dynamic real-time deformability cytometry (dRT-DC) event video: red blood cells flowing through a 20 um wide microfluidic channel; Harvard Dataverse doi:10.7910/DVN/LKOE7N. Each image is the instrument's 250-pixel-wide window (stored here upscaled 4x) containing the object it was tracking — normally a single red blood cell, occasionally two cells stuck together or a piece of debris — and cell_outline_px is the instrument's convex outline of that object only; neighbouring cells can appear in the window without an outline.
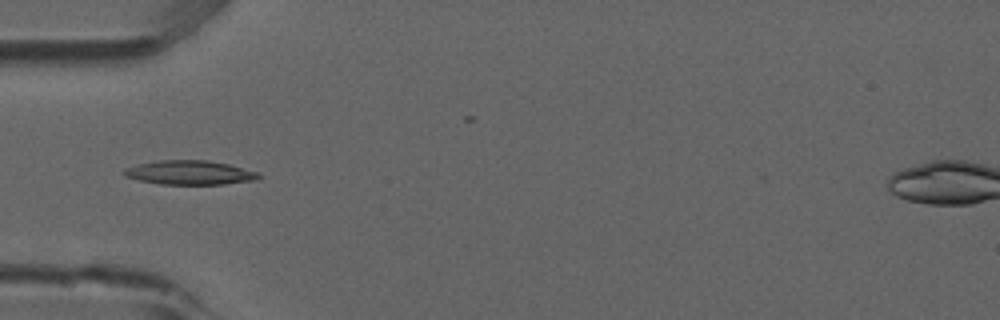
{"species": "common noctule bat (a hibernating species)", "species_latin": "Nyctalus noctula", "temperature_condition": "room temperature", "stored_images_in_passage": 2, "camera_frame_rate_fps": 3000, "um_per_image_px": 0.085, "animal": {"sex": "male", "forearm_length_mm": 52.5}, "frame": {"image": 1, "passage_image": 1, "time_ms": 0.0, "image_size_px": [1000, 320], "cell_outline_px": [[260, 176], [256, 180], [224, 184], [160, 184], [140, 180], [124, 176], [120, 172], [124, 168], [140, 164], [160, 160], [208, 160], [228, 164], [260, 172]], "centroid_in_image_um": [16.13, 14.67], "position_along_channel_um": 68.9, "area_um2": 18.96}}
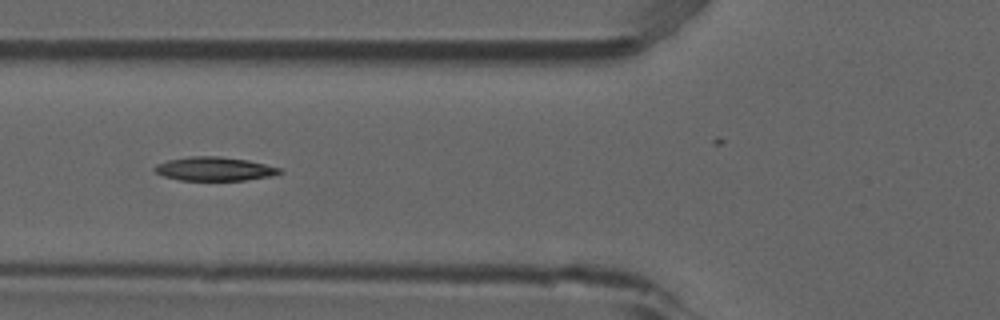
{"frame": {"image": 2, "passage_image": 2, "time_ms": 0.333, "image_size_px": [1000, 320], "cell_outline_px": [[284, 172], [272, 176], [244, 180], [180, 180], [164, 176], [156, 172], [152, 168], [156, 164], [168, 160], [188, 156], [216, 156], [248, 160], [280, 168]], "centroid_in_image_um": [18.22, 14.35], "position_along_channel_um": 107.6, "area_um2": 17.28}}